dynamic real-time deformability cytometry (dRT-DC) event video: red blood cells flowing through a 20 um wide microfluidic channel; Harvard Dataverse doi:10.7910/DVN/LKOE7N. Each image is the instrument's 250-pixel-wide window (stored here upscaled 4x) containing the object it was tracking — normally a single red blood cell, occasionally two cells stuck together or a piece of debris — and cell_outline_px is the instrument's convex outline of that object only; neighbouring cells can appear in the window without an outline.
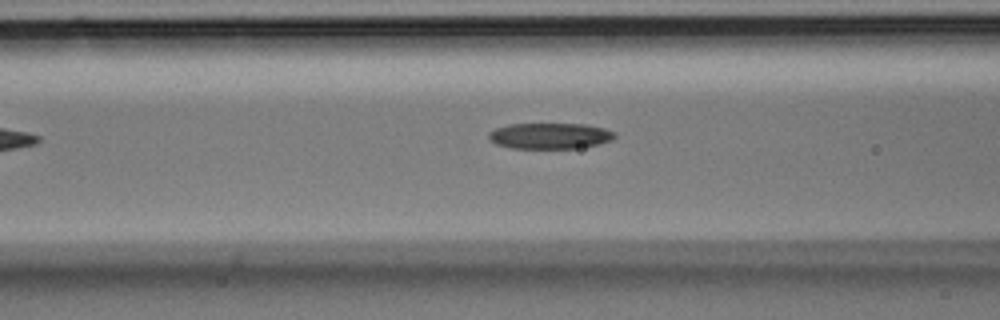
{"species": "Egyptian fruit bat (a non-hibernating species)", "species_latin": "Rousettus aegyptiacus", "temperature_condition": "room temperature", "stored_images_in_passage": 4, "camera_frame_rate_fps": 3000, "um_per_image_px": 0.085, "animal": {"sex": "male"}, "frame": {"image": 1, "passage_image": 4, "time_ms": 1.0, "image_size_px": [1000, 320], "cell_outline_px": [[616, 136], [612, 140], [600, 144], [576, 148], [512, 148], [496, 144], [488, 136], [488, 132], [496, 128], [512, 124], [584, 124], [604, 128], [616, 132]], "centroid_in_image_um": [46.78, 11.55], "position_along_channel_um": 119.8, "area_um2": 18.96}}